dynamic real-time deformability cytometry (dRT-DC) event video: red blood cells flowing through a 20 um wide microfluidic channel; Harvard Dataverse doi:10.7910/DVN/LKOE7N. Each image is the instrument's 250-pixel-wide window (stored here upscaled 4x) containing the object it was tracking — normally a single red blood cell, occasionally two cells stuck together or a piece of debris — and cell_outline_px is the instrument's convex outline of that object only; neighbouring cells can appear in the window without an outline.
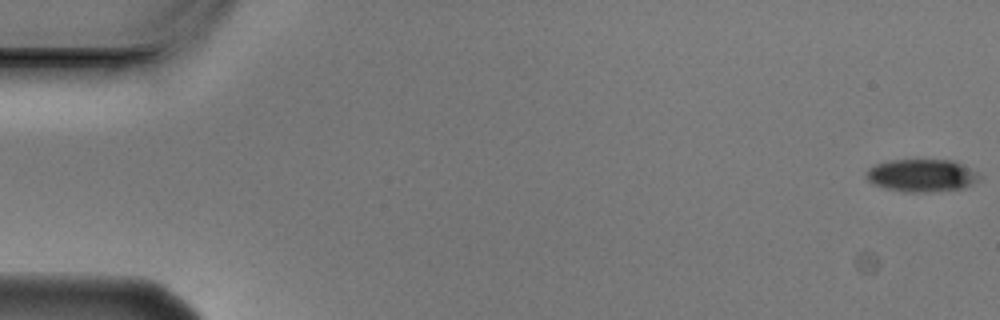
{"species": "Egyptian fruit bat (a non-hibernating species)", "species_latin": "Rousettus aegyptiacus", "temperature_condition": "cold", "stored_images_in_passage": 5, "camera_frame_rate_fps": 3000, "um_per_image_px": 0.085, "animal": {"sex": "male"}, "frame": {"image": 1, "passage_image": 1, "time_ms": 0.0, "image_size_px": [1000, 320], "cell_outline_px": [[980, 180], [964, 188], [932, 192], [904, 192], [884, 188], [872, 184], [864, 176], [864, 172], [868, 168], [876, 164], [888, 160], [952, 160], [976, 172], [980, 176]], "centroid_in_image_um": [78.29, 14.92], "position_along_channel_um": 6.7, "area_um2": 21.68}}
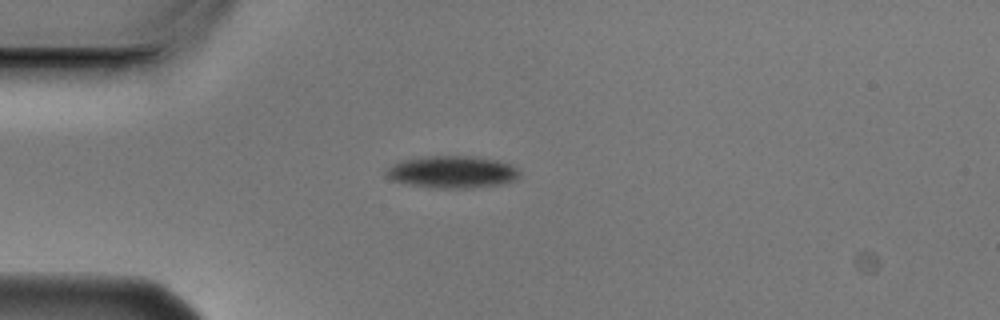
{"frame": {"image": 2, "passage_image": 4, "time_ms": 1.0, "image_size_px": [1000, 320], "cell_outline_px": [[520, 176], [516, 180], [504, 184], [472, 188], [432, 188], [408, 184], [392, 180], [384, 172], [392, 164], [400, 160], [428, 156], [476, 156], [496, 160], [508, 164], [516, 168], [520, 172]], "centroid_in_image_um": [38.45, 14.62], "position_along_channel_um": 46.6, "area_um2": 25.2}}
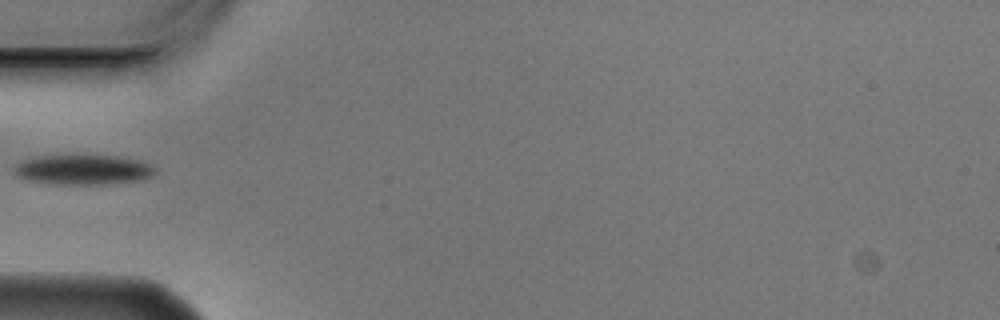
{"frame": {"image": 3, "passage_image": 5, "time_ms": 1.333, "image_size_px": [1000, 320], "cell_outline_px": [[156, 176], [144, 180], [100, 184], [60, 184], [28, 180], [20, 176], [12, 168], [20, 160], [36, 156], [120, 156], [144, 160], [152, 164], [156, 168]], "centroid_in_image_um": [7.18, 14.41], "position_along_channel_um": 77.8, "area_um2": 24.8}}